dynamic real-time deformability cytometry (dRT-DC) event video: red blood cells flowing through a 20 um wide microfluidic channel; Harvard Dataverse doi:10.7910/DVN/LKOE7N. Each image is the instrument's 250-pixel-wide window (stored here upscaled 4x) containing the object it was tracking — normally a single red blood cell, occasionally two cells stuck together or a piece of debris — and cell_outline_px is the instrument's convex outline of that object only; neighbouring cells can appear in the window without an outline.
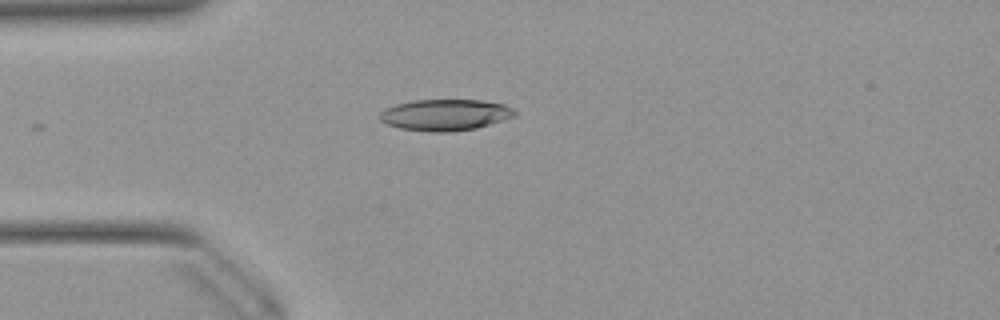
{"species": "Egyptian fruit bat (a non-hibernating species)", "species_latin": "Rousettus aegyptiacus", "temperature_condition": "warm", "stored_images_in_passage": 28, "camera_frame_rate_fps": 3000, "um_per_image_px": 0.085, "animal": {"sex": "female"}, "frame": {"image": 1, "passage_image": 2, "time_ms": 0.333, "image_size_px": [1000, 320], "cell_outline_px": [[516, 116], [476, 128], [448, 132], [428, 132], [400, 128], [388, 124], [380, 120], [380, 112], [384, 108], [396, 104], [412, 100], [480, 100], [504, 104], [512, 108], [516, 112]], "centroid_in_image_um": [37.83, 9.76], "position_along_channel_um": 47.2, "area_um2": 24.62}}
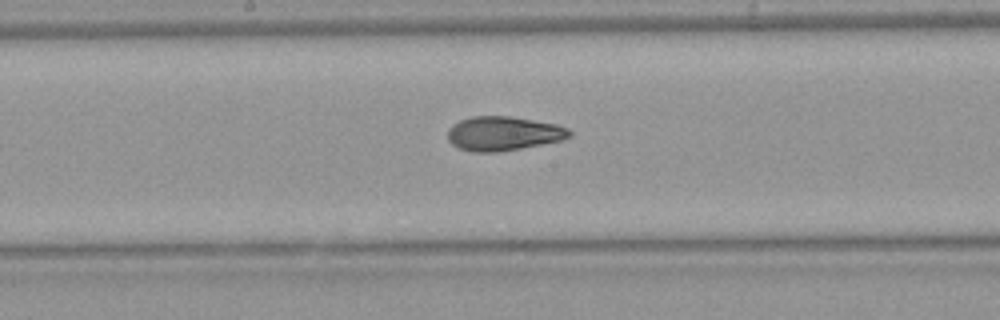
{"frame": {"image": 2, "passage_image": 15, "time_ms": 4.667, "image_size_px": [1000, 320], "cell_outline_px": [[572, 136], [560, 140], [500, 152], [472, 152], [460, 148], [452, 144], [448, 140], [448, 128], [452, 124], [460, 120], [472, 116], [512, 116], [556, 124], [568, 128], [572, 132]], "centroid_in_image_um": [42.76, 11.34], "position_along_channel_um": 205.4, "area_um2": 24.28}}
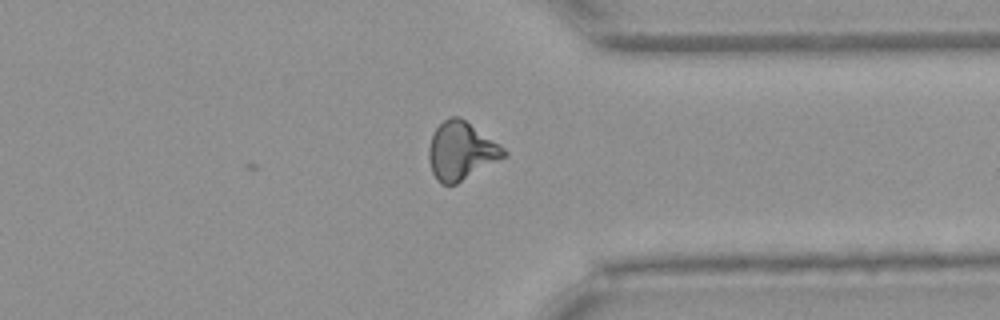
{"frame": {"image": 3, "passage_image": 28, "time_ms": 9.0, "image_size_px": [1000, 320], "cell_outline_px": [[508, 156], [456, 184], [440, 184], [432, 172], [428, 160], [428, 148], [432, 136], [436, 128], [448, 116], [460, 116], [500, 144], [508, 152]], "centroid_in_image_um": [39.21, 12.83], "position_along_channel_um": 372.2, "area_um2": 25.55}, "authors_computed_cell_mechanics": {"area_um2": 24.1604, "velocity_mm_per_s": 3.937, "shape_relaxation_time_tau1_ms": 6.3411, "shape_relaxation_time_tau2_ms": 2.7884, "deformation_change_tau1": 0.205, "deformation_change_tau2": 0.1003}}